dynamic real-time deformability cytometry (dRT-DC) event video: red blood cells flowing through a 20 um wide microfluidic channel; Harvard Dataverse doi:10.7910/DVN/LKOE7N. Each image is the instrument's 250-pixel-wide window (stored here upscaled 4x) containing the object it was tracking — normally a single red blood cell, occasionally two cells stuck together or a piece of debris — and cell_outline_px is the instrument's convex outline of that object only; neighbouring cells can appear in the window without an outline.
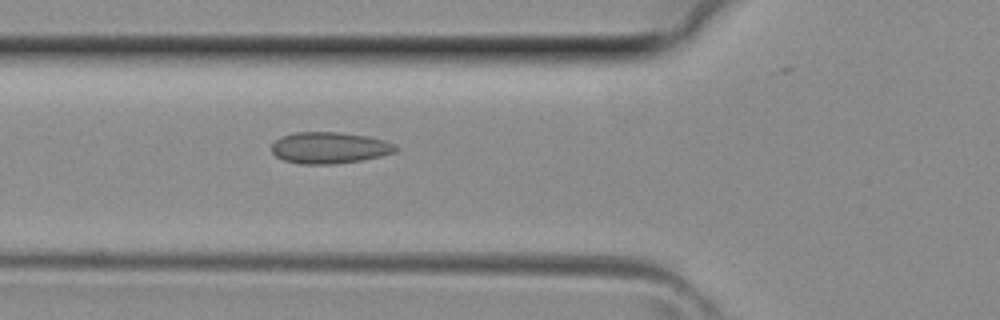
{"species": "common noctule bat (a hibernating species)", "species_latin": "Nyctalus noctula", "temperature_condition": "room temperature", "stored_images_in_passage": 39, "camera_frame_rate_fps": 3000, "um_per_image_px": 0.085, "animal": {"sex": "female", "body_mass_g": 29.2, "forearm_length_mm": 56.3}, "frame": {"image": 1, "passage_image": 14, "time_ms": 4.333, "image_size_px": [1000, 320], "cell_outline_px": [[400, 148], [396, 152], [380, 156], [360, 160], [336, 164], [300, 164], [284, 160], [276, 156], [272, 152], [272, 144], [280, 136], [296, 132], [340, 132], [368, 136], [384, 140], [396, 144]], "centroid_in_image_um": [28.03, 12.55], "position_along_channel_um": 97.8, "area_um2": 22.89}}
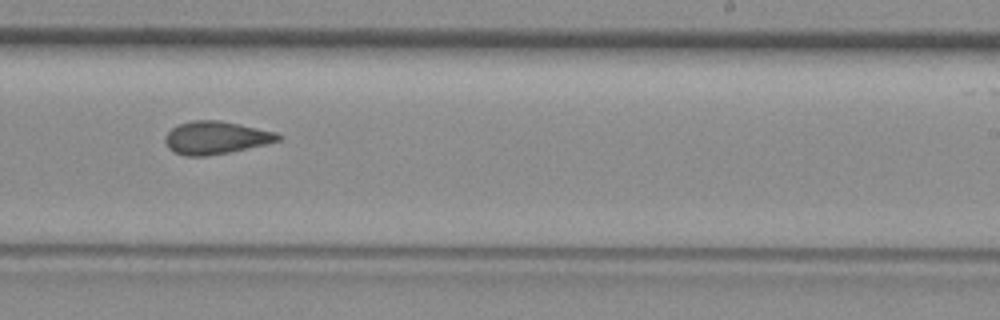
{"frame": {"image": 2, "passage_image": 24, "time_ms": 7.667, "image_size_px": [1000, 320], "cell_outline_px": [[280, 140], [264, 144], [228, 152], [208, 156], [184, 156], [172, 152], [168, 148], [164, 140], [164, 136], [172, 128], [180, 124], [192, 120], [220, 120], [276, 132], [280, 136]], "centroid_in_image_um": [18.28, 11.71], "position_along_channel_um": 270.7, "area_um2": 21.44}}
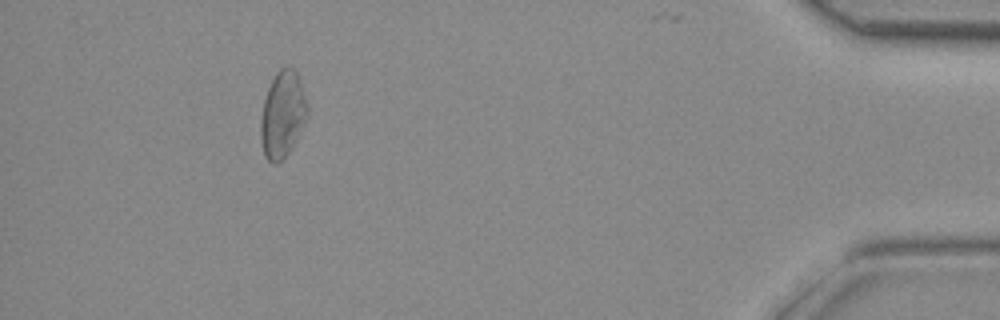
{"frame": {"image": 3, "passage_image": 36, "time_ms": 11.667, "image_size_px": [1000, 320], "cell_outline_px": [[308, 116], [296, 140], [288, 152], [276, 164], [272, 164], [264, 156], [260, 140], [260, 124], [264, 100], [268, 88], [276, 72], [280, 68], [288, 64], [296, 72], [300, 80], [308, 104]], "centroid_in_image_um": [24.02, 9.71], "position_along_channel_um": 411.2, "area_um2": 23.64}}